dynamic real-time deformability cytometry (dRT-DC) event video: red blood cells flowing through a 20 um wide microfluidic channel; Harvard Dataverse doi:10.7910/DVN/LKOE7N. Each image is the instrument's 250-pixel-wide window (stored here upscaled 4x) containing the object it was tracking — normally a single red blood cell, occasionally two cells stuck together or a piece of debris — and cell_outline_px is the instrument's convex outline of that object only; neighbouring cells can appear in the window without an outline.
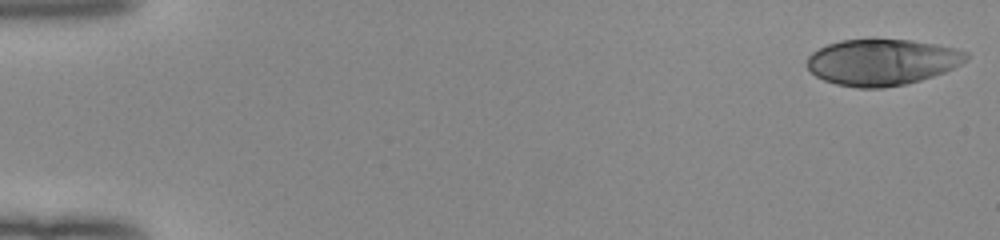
{"species": "human", "species_latin": "Homo sapiens", "temperature_condition": "room temperature", "stored_images_in_passage": 51, "camera_frame_rate_fps": 3000, "um_per_image_px": 0.085, "donor": {"sex": "female"}, "frame": {"image": 1, "passage_image": 1, "time_ms": 0.0, "image_size_px": [1000, 240], "cell_outline_px": [[968, 60], [944, 72], [920, 80], [904, 84], [880, 88], [856, 88], [836, 84], [824, 80], [816, 76], [804, 64], [808, 56], [812, 52], [828, 44], [840, 40], [912, 40], [936, 44], [956, 48], [968, 52]], "centroid_in_image_um": [74.96, 5.28], "position_along_channel_um": 10.0, "area_um2": 42.83}}
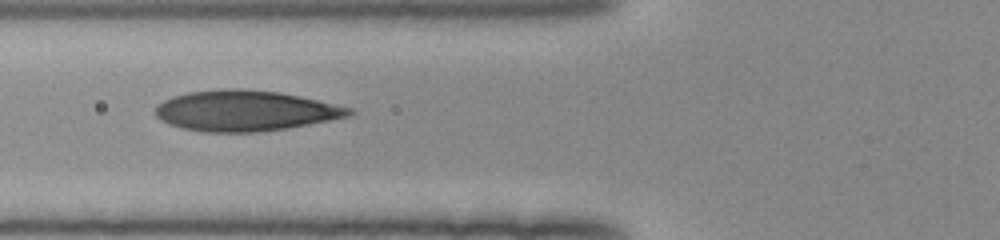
{"frame": {"image": 2, "passage_image": 20, "time_ms": 6.333, "image_size_px": [1000, 240], "cell_outline_px": [[356, 112], [352, 116], [288, 128], [256, 132], [204, 132], [180, 128], [168, 124], [160, 120], [156, 116], [156, 108], [164, 100], [172, 96], [188, 92], [224, 88], [240, 88], [280, 92], [356, 108]], "centroid_in_image_um": [20.89, 9.41], "position_along_channel_um": 104.9, "area_um2": 46.24}}
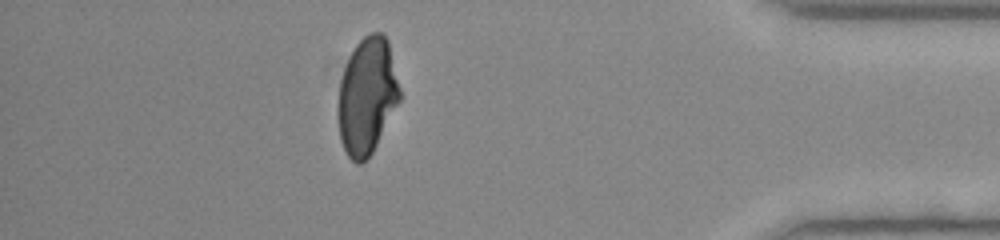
{"frame": {"image": 3, "passage_image": 45, "time_ms": 14.667, "image_size_px": [1000, 240], "cell_outline_px": [[400, 100], [372, 152], [360, 164], [356, 164], [348, 156], [340, 140], [336, 116], [336, 108], [340, 80], [348, 56], [356, 44], [368, 32], [380, 32], [388, 40], [400, 88]], "centroid_in_image_um": [31.16, 8.15], "position_along_channel_um": 404.0, "area_um2": 42.19}, "authors_computed_cell_mechanics": {"area_um2": 43.928, "velocity_mm_per_s": 4.0396, "shape_relaxation_time_tau1_ms": 6.5595, "shape_relaxation_time_tau2_ms": 0.8782, "deformation_change_tau1": 0.2268, "deformation_change_tau2": 0.0697}}